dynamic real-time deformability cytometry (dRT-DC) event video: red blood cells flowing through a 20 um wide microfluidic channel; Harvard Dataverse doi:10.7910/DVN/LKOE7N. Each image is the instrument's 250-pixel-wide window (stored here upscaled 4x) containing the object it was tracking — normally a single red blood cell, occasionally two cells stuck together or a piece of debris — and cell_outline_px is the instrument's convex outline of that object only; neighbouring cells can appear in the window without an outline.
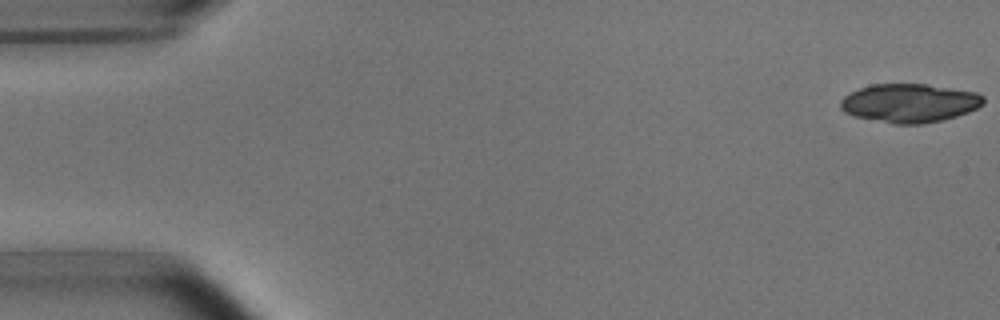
{"species": "common noctule bat (a hibernating species)", "species_latin": "Nyctalus noctula", "temperature_condition": "room temperature", "stored_images_in_passage": 5, "camera_frame_rate_fps": 3000, "um_per_image_px": 0.085, "animal": {"sex": "male", "body_mass_g": 15.6}, "frame": {"image": 1, "passage_image": 1, "time_ms": 0.0, "image_size_px": [1000, 320], "cell_outline_px": [[984, 104], [968, 112], [956, 116], [940, 120], [920, 124], [896, 124], [856, 116], [844, 112], [840, 108], [840, 100], [844, 96], [860, 88], [872, 84], [928, 84], [976, 92], [984, 96]], "centroid_in_image_um": [77.32, 8.75], "position_along_channel_um": 7.7, "area_um2": 32.02}}